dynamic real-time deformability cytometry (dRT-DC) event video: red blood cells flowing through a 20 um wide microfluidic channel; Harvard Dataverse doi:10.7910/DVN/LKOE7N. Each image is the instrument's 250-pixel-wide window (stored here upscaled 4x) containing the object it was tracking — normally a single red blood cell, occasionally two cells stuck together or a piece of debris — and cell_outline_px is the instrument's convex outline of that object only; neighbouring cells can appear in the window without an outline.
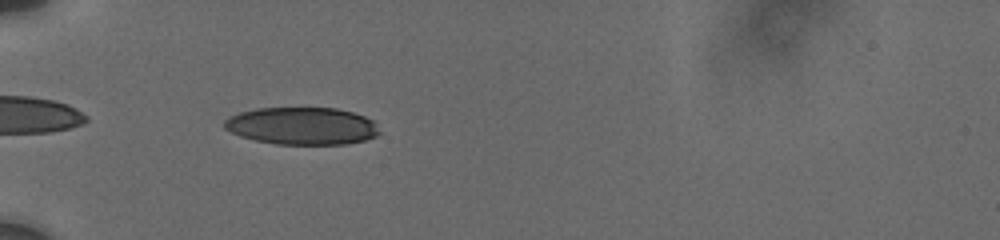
{"species": "human", "species_latin": "Homo sapiens", "temperature_condition": "cold", "stored_images_in_passage": 3, "camera_frame_rate_fps": 3000, "um_per_image_px": 0.085, "donor": {"sex": "male"}, "frame": {"image": 1, "passage_image": 1, "time_ms": 0.0, "image_size_px": [1000, 240], "cell_outline_px": [[380, 132], [376, 136], [364, 140], [344, 144], [276, 144], [256, 140], [240, 136], [224, 128], [224, 120], [228, 116], [240, 112], [256, 108], [336, 108], [352, 112], [364, 116], [372, 120]], "centroid_in_image_um": [25.64, 10.7], "position_along_channel_um": 59.4, "area_um2": 33.7}}
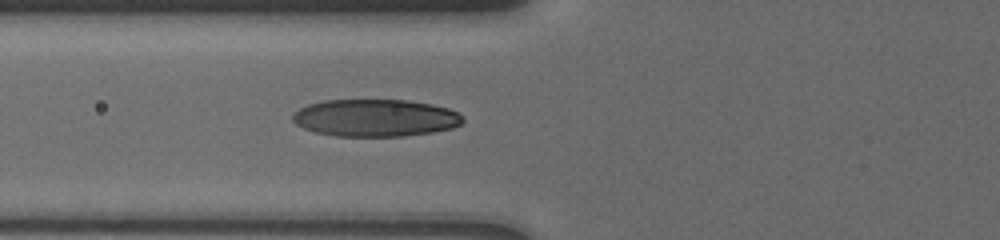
{"frame": {"image": 2, "passage_image": 3, "time_ms": 1.333, "image_size_px": [1000, 240], "cell_outline_px": [[464, 120], [460, 124], [452, 128], [432, 132], [400, 136], [336, 136], [316, 132], [304, 128], [296, 124], [292, 120], [292, 116], [300, 108], [308, 104], [324, 100], [408, 100], [432, 104], [448, 108], [456, 112]], "centroid_in_image_um": [31.89, 10.01], "position_along_channel_um": 93.9, "area_um2": 36.82}}